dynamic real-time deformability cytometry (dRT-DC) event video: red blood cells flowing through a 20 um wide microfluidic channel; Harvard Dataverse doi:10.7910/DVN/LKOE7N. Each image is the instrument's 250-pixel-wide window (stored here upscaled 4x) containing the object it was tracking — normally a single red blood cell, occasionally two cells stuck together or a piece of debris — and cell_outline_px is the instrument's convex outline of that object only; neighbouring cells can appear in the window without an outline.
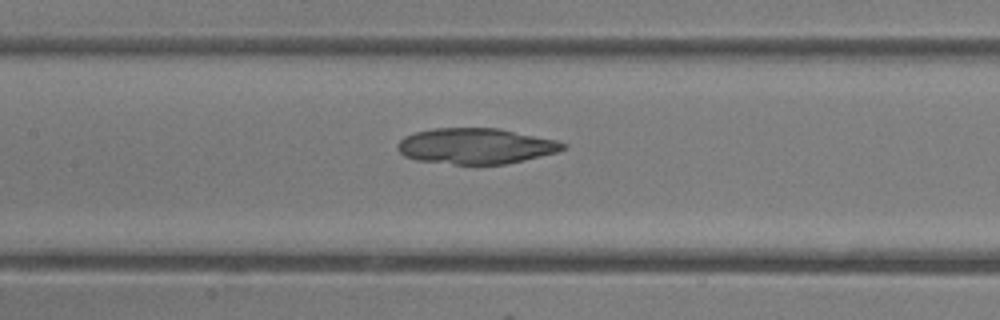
{"species": "common noctule bat (a hibernating species)", "species_latin": "Nyctalus noctula", "temperature_condition": "room temperature", "stored_images_in_passage": 37, "camera_frame_rate_fps": 3000, "um_per_image_px": 0.085, "animal": {"sex": "female"}, "frame": {"image": 1, "passage_image": 12, "time_ms": 3.667, "image_size_px": [1000, 320], "cell_outline_px": [[568, 148], [556, 152], [524, 160], [504, 164], [452, 164], [416, 160], [404, 156], [396, 148], [396, 144], [404, 136], [416, 132], [432, 128], [500, 128], [556, 140], [568, 144]], "centroid_in_image_um": [40.43, 12.41], "position_along_channel_um": 167.0, "area_um2": 34.56}}
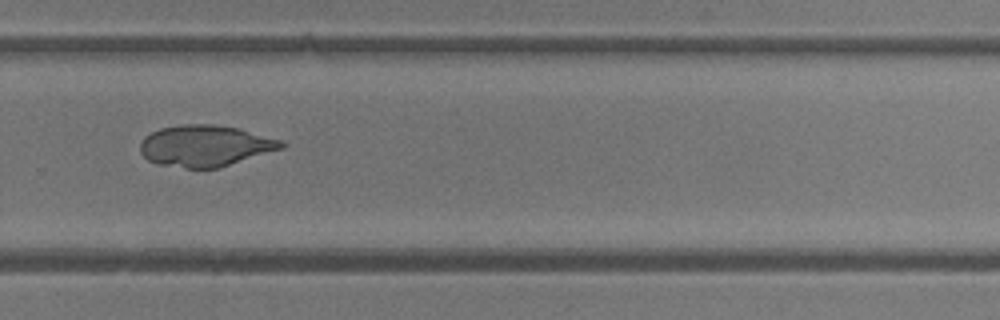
{"frame": {"image": 2, "passage_image": 22, "time_ms": 7.0, "image_size_px": [1000, 320], "cell_outline_px": [[288, 144], [284, 148], [220, 168], [184, 168], [156, 164], [148, 160], [140, 152], [140, 144], [144, 136], [160, 128], [180, 124], [212, 124], [240, 128], [280, 140]], "centroid_in_image_um": [17.45, 12.4], "position_along_channel_um": 312.4, "area_um2": 34.33}}
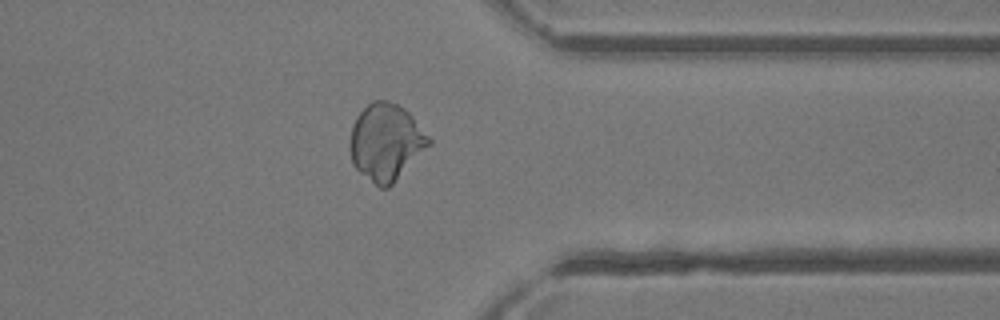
{"frame": {"image": 3, "passage_image": 27, "time_ms": 8.667, "image_size_px": [1000, 320], "cell_outline_px": [[432, 144], [388, 188], [380, 188], [360, 172], [352, 164], [352, 124], [356, 116], [372, 100], [388, 100], [404, 108], [412, 116], [432, 140]], "centroid_in_image_um": [32.84, 12.07], "position_along_channel_um": 378.6, "area_um2": 34.85}}